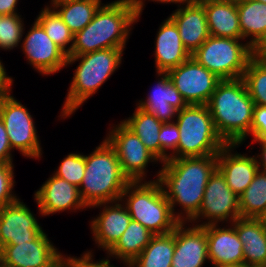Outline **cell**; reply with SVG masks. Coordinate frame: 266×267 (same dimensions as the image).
<instances>
[{
	"label": "cell",
	"mask_w": 266,
	"mask_h": 267,
	"mask_svg": "<svg viewBox=\"0 0 266 267\" xmlns=\"http://www.w3.org/2000/svg\"><path fill=\"white\" fill-rule=\"evenodd\" d=\"M161 164L155 180L160 183L173 215L180 222L189 223L198 214L207 182L217 169V155L168 159ZM176 203L185 212L176 213Z\"/></svg>",
	"instance_id": "6da1fadb"
},
{
	"label": "cell",
	"mask_w": 266,
	"mask_h": 267,
	"mask_svg": "<svg viewBox=\"0 0 266 267\" xmlns=\"http://www.w3.org/2000/svg\"><path fill=\"white\" fill-rule=\"evenodd\" d=\"M138 22L133 0L101 5L92 21L74 34L69 55H82L108 48L124 49L131 27Z\"/></svg>",
	"instance_id": "7a4b0ae2"
},
{
	"label": "cell",
	"mask_w": 266,
	"mask_h": 267,
	"mask_svg": "<svg viewBox=\"0 0 266 267\" xmlns=\"http://www.w3.org/2000/svg\"><path fill=\"white\" fill-rule=\"evenodd\" d=\"M254 101L242 78L221 80L207 106L215 128L227 145H240L250 134Z\"/></svg>",
	"instance_id": "3957f363"
},
{
	"label": "cell",
	"mask_w": 266,
	"mask_h": 267,
	"mask_svg": "<svg viewBox=\"0 0 266 267\" xmlns=\"http://www.w3.org/2000/svg\"><path fill=\"white\" fill-rule=\"evenodd\" d=\"M129 183L114 148L106 139L91 154L85 155V172L79 193L87 207L120 201Z\"/></svg>",
	"instance_id": "277c9868"
},
{
	"label": "cell",
	"mask_w": 266,
	"mask_h": 267,
	"mask_svg": "<svg viewBox=\"0 0 266 267\" xmlns=\"http://www.w3.org/2000/svg\"><path fill=\"white\" fill-rule=\"evenodd\" d=\"M123 50L108 48L82 55H68L66 65L80 60L59 117H70L107 81L121 64Z\"/></svg>",
	"instance_id": "5b68a950"
},
{
	"label": "cell",
	"mask_w": 266,
	"mask_h": 267,
	"mask_svg": "<svg viewBox=\"0 0 266 267\" xmlns=\"http://www.w3.org/2000/svg\"><path fill=\"white\" fill-rule=\"evenodd\" d=\"M123 199L132 220L138 221L154 235L171 233L180 223L173 215L171 205L157 180L130 182L120 201L123 202Z\"/></svg>",
	"instance_id": "8992f818"
},
{
	"label": "cell",
	"mask_w": 266,
	"mask_h": 267,
	"mask_svg": "<svg viewBox=\"0 0 266 267\" xmlns=\"http://www.w3.org/2000/svg\"><path fill=\"white\" fill-rule=\"evenodd\" d=\"M176 116L179 143L169 159L217 155L227 145L218 134L207 105H187Z\"/></svg>",
	"instance_id": "52a82bcc"
},
{
	"label": "cell",
	"mask_w": 266,
	"mask_h": 267,
	"mask_svg": "<svg viewBox=\"0 0 266 267\" xmlns=\"http://www.w3.org/2000/svg\"><path fill=\"white\" fill-rule=\"evenodd\" d=\"M239 40L210 35L191 56L221 80L242 78L253 48Z\"/></svg>",
	"instance_id": "ba28073f"
},
{
	"label": "cell",
	"mask_w": 266,
	"mask_h": 267,
	"mask_svg": "<svg viewBox=\"0 0 266 267\" xmlns=\"http://www.w3.org/2000/svg\"><path fill=\"white\" fill-rule=\"evenodd\" d=\"M0 118L6 128L12 149L25 157L38 159L42 148L32 116L10 92L0 96Z\"/></svg>",
	"instance_id": "9c48e42d"
},
{
	"label": "cell",
	"mask_w": 266,
	"mask_h": 267,
	"mask_svg": "<svg viewBox=\"0 0 266 267\" xmlns=\"http://www.w3.org/2000/svg\"><path fill=\"white\" fill-rule=\"evenodd\" d=\"M113 128L105 139L114 148L122 172L130 182H142L148 163L160 160L121 121Z\"/></svg>",
	"instance_id": "30bf717a"
},
{
	"label": "cell",
	"mask_w": 266,
	"mask_h": 267,
	"mask_svg": "<svg viewBox=\"0 0 266 267\" xmlns=\"http://www.w3.org/2000/svg\"><path fill=\"white\" fill-rule=\"evenodd\" d=\"M200 217L206 218L208 222L196 223V226L217 224L221 221L233 223L240 218L239 196L227 185L225 177L218 169L210 176L200 210L190 223L199 222L197 220Z\"/></svg>",
	"instance_id": "8fae6325"
},
{
	"label": "cell",
	"mask_w": 266,
	"mask_h": 267,
	"mask_svg": "<svg viewBox=\"0 0 266 267\" xmlns=\"http://www.w3.org/2000/svg\"><path fill=\"white\" fill-rule=\"evenodd\" d=\"M188 105H207L221 79L192 56L166 72Z\"/></svg>",
	"instance_id": "7c38bea8"
},
{
	"label": "cell",
	"mask_w": 266,
	"mask_h": 267,
	"mask_svg": "<svg viewBox=\"0 0 266 267\" xmlns=\"http://www.w3.org/2000/svg\"><path fill=\"white\" fill-rule=\"evenodd\" d=\"M22 50L30 65L42 75H51L66 67L68 55L35 21L22 43Z\"/></svg>",
	"instance_id": "4fadbf2b"
},
{
	"label": "cell",
	"mask_w": 266,
	"mask_h": 267,
	"mask_svg": "<svg viewBox=\"0 0 266 267\" xmlns=\"http://www.w3.org/2000/svg\"><path fill=\"white\" fill-rule=\"evenodd\" d=\"M19 200L0 209V249L36 241L44 234L31 210Z\"/></svg>",
	"instance_id": "5bb4252c"
},
{
	"label": "cell",
	"mask_w": 266,
	"mask_h": 267,
	"mask_svg": "<svg viewBox=\"0 0 266 267\" xmlns=\"http://www.w3.org/2000/svg\"><path fill=\"white\" fill-rule=\"evenodd\" d=\"M65 257L46 233L36 241L5 245L0 249V262L9 267H57Z\"/></svg>",
	"instance_id": "9a60e30c"
},
{
	"label": "cell",
	"mask_w": 266,
	"mask_h": 267,
	"mask_svg": "<svg viewBox=\"0 0 266 267\" xmlns=\"http://www.w3.org/2000/svg\"><path fill=\"white\" fill-rule=\"evenodd\" d=\"M34 195L42 216L60 211L88 208L81 199L79 188L54 174Z\"/></svg>",
	"instance_id": "2e32d148"
},
{
	"label": "cell",
	"mask_w": 266,
	"mask_h": 267,
	"mask_svg": "<svg viewBox=\"0 0 266 267\" xmlns=\"http://www.w3.org/2000/svg\"><path fill=\"white\" fill-rule=\"evenodd\" d=\"M186 223L180 222L175 227V250L171 267H203L205 261H209L206 230L196 225L187 227Z\"/></svg>",
	"instance_id": "e0dca14e"
},
{
	"label": "cell",
	"mask_w": 266,
	"mask_h": 267,
	"mask_svg": "<svg viewBox=\"0 0 266 267\" xmlns=\"http://www.w3.org/2000/svg\"><path fill=\"white\" fill-rule=\"evenodd\" d=\"M119 202L121 201L98 203L89 207H103L104 205L99 216L91 221L90 228L98 248L105 249L106 252L120 239L132 219L126 206Z\"/></svg>",
	"instance_id": "ac0fdd59"
},
{
	"label": "cell",
	"mask_w": 266,
	"mask_h": 267,
	"mask_svg": "<svg viewBox=\"0 0 266 267\" xmlns=\"http://www.w3.org/2000/svg\"><path fill=\"white\" fill-rule=\"evenodd\" d=\"M202 227L206 230L208 257L213 267L244 265L243 244L232 224L230 228L218 224Z\"/></svg>",
	"instance_id": "d6986e66"
},
{
	"label": "cell",
	"mask_w": 266,
	"mask_h": 267,
	"mask_svg": "<svg viewBox=\"0 0 266 267\" xmlns=\"http://www.w3.org/2000/svg\"><path fill=\"white\" fill-rule=\"evenodd\" d=\"M158 80L154 90L148 94L146 100L142 99L137 107L143 109L146 113L154 115L162 123L174 122L178 111L182 110L188 104L183 99L180 92L170 81L166 72H157ZM173 118V119H172Z\"/></svg>",
	"instance_id": "ffe728a7"
},
{
	"label": "cell",
	"mask_w": 266,
	"mask_h": 267,
	"mask_svg": "<svg viewBox=\"0 0 266 267\" xmlns=\"http://www.w3.org/2000/svg\"><path fill=\"white\" fill-rule=\"evenodd\" d=\"M239 145H226L217 154V169L226 179L231 190L240 196L259 170L255 156L231 153Z\"/></svg>",
	"instance_id": "44dd1931"
},
{
	"label": "cell",
	"mask_w": 266,
	"mask_h": 267,
	"mask_svg": "<svg viewBox=\"0 0 266 267\" xmlns=\"http://www.w3.org/2000/svg\"><path fill=\"white\" fill-rule=\"evenodd\" d=\"M178 6L170 18L177 25L184 47L193 54L210 36L206 12L204 6L189 2Z\"/></svg>",
	"instance_id": "7402d4cb"
},
{
	"label": "cell",
	"mask_w": 266,
	"mask_h": 267,
	"mask_svg": "<svg viewBox=\"0 0 266 267\" xmlns=\"http://www.w3.org/2000/svg\"><path fill=\"white\" fill-rule=\"evenodd\" d=\"M155 40L154 52L157 72H167L191 57L182 43L177 25L170 17L160 25Z\"/></svg>",
	"instance_id": "603a6c76"
},
{
	"label": "cell",
	"mask_w": 266,
	"mask_h": 267,
	"mask_svg": "<svg viewBox=\"0 0 266 267\" xmlns=\"http://www.w3.org/2000/svg\"><path fill=\"white\" fill-rule=\"evenodd\" d=\"M243 244L246 267H266V227L258 218H238L231 223Z\"/></svg>",
	"instance_id": "cb8c5ba5"
},
{
	"label": "cell",
	"mask_w": 266,
	"mask_h": 267,
	"mask_svg": "<svg viewBox=\"0 0 266 267\" xmlns=\"http://www.w3.org/2000/svg\"><path fill=\"white\" fill-rule=\"evenodd\" d=\"M203 6L211 36L242 39L236 0H225Z\"/></svg>",
	"instance_id": "d4e9b609"
},
{
	"label": "cell",
	"mask_w": 266,
	"mask_h": 267,
	"mask_svg": "<svg viewBox=\"0 0 266 267\" xmlns=\"http://www.w3.org/2000/svg\"><path fill=\"white\" fill-rule=\"evenodd\" d=\"M242 40L253 48L266 34V3L255 0H236Z\"/></svg>",
	"instance_id": "484cf974"
},
{
	"label": "cell",
	"mask_w": 266,
	"mask_h": 267,
	"mask_svg": "<svg viewBox=\"0 0 266 267\" xmlns=\"http://www.w3.org/2000/svg\"><path fill=\"white\" fill-rule=\"evenodd\" d=\"M154 236L138 221H130L127 229L116 244L107 252L109 257L120 259L123 263L133 262Z\"/></svg>",
	"instance_id": "4316f807"
},
{
	"label": "cell",
	"mask_w": 266,
	"mask_h": 267,
	"mask_svg": "<svg viewBox=\"0 0 266 267\" xmlns=\"http://www.w3.org/2000/svg\"><path fill=\"white\" fill-rule=\"evenodd\" d=\"M175 250V229L163 235H154L140 255L127 267H171Z\"/></svg>",
	"instance_id": "83f0119b"
},
{
	"label": "cell",
	"mask_w": 266,
	"mask_h": 267,
	"mask_svg": "<svg viewBox=\"0 0 266 267\" xmlns=\"http://www.w3.org/2000/svg\"><path fill=\"white\" fill-rule=\"evenodd\" d=\"M101 5V0H63L51 7L75 34L92 21Z\"/></svg>",
	"instance_id": "f1b7e54d"
},
{
	"label": "cell",
	"mask_w": 266,
	"mask_h": 267,
	"mask_svg": "<svg viewBox=\"0 0 266 267\" xmlns=\"http://www.w3.org/2000/svg\"><path fill=\"white\" fill-rule=\"evenodd\" d=\"M128 129L137 135L146 148L160 160L159 133L162 122L154 115L146 113L137 107L133 116L121 121Z\"/></svg>",
	"instance_id": "f546056e"
},
{
	"label": "cell",
	"mask_w": 266,
	"mask_h": 267,
	"mask_svg": "<svg viewBox=\"0 0 266 267\" xmlns=\"http://www.w3.org/2000/svg\"><path fill=\"white\" fill-rule=\"evenodd\" d=\"M240 218H259L266 210V171L258 170L239 196Z\"/></svg>",
	"instance_id": "4dcf8cb0"
},
{
	"label": "cell",
	"mask_w": 266,
	"mask_h": 267,
	"mask_svg": "<svg viewBox=\"0 0 266 267\" xmlns=\"http://www.w3.org/2000/svg\"><path fill=\"white\" fill-rule=\"evenodd\" d=\"M36 21L43 27L48 37L69 55L73 45L74 34L58 13L51 6H46L41 10ZM69 44L71 45L67 47Z\"/></svg>",
	"instance_id": "1f68e13d"
},
{
	"label": "cell",
	"mask_w": 266,
	"mask_h": 267,
	"mask_svg": "<svg viewBox=\"0 0 266 267\" xmlns=\"http://www.w3.org/2000/svg\"><path fill=\"white\" fill-rule=\"evenodd\" d=\"M242 79L254 104L266 106V61L252 57Z\"/></svg>",
	"instance_id": "d6a6232c"
},
{
	"label": "cell",
	"mask_w": 266,
	"mask_h": 267,
	"mask_svg": "<svg viewBox=\"0 0 266 267\" xmlns=\"http://www.w3.org/2000/svg\"><path fill=\"white\" fill-rule=\"evenodd\" d=\"M21 15H0V48L11 50L18 46L24 34Z\"/></svg>",
	"instance_id": "836d02e7"
},
{
	"label": "cell",
	"mask_w": 266,
	"mask_h": 267,
	"mask_svg": "<svg viewBox=\"0 0 266 267\" xmlns=\"http://www.w3.org/2000/svg\"><path fill=\"white\" fill-rule=\"evenodd\" d=\"M85 172V155L79 153H70L63 158L54 175L66 180L67 182L77 186L82 183Z\"/></svg>",
	"instance_id": "e575fe53"
},
{
	"label": "cell",
	"mask_w": 266,
	"mask_h": 267,
	"mask_svg": "<svg viewBox=\"0 0 266 267\" xmlns=\"http://www.w3.org/2000/svg\"><path fill=\"white\" fill-rule=\"evenodd\" d=\"M158 138L160 142V162L163 163L169 159L170 154H173L177 150L179 143V129L177 124L175 122L163 123ZM168 149L172 153H167Z\"/></svg>",
	"instance_id": "d590c367"
},
{
	"label": "cell",
	"mask_w": 266,
	"mask_h": 267,
	"mask_svg": "<svg viewBox=\"0 0 266 267\" xmlns=\"http://www.w3.org/2000/svg\"><path fill=\"white\" fill-rule=\"evenodd\" d=\"M13 171L12 163L0 164V209L18 199L12 191L15 186Z\"/></svg>",
	"instance_id": "8d00e7d4"
},
{
	"label": "cell",
	"mask_w": 266,
	"mask_h": 267,
	"mask_svg": "<svg viewBox=\"0 0 266 267\" xmlns=\"http://www.w3.org/2000/svg\"><path fill=\"white\" fill-rule=\"evenodd\" d=\"M250 135L252 141H266V106L254 105Z\"/></svg>",
	"instance_id": "74e56055"
},
{
	"label": "cell",
	"mask_w": 266,
	"mask_h": 267,
	"mask_svg": "<svg viewBox=\"0 0 266 267\" xmlns=\"http://www.w3.org/2000/svg\"><path fill=\"white\" fill-rule=\"evenodd\" d=\"M11 151L12 148L6 128L4 127L3 121L0 118V164H10L13 162Z\"/></svg>",
	"instance_id": "f35d334b"
},
{
	"label": "cell",
	"mask_w": 266,
	"mask_h": 267,
	"mask_svg": "<svg viewBox=\"0 0 266 267\" xmlns=\"http://www.w3.org/2000/svg\"><path fill=\"white\" fill-rule=\"evenodd\" d=\"M92 251H87L85 254L81 255V258L79 259L86 265V267H115L113 264H110L109 259H102L97 262H93V255L91 253Z\"/></svg>",
	"instance_id": "ab89813d"
},
{
	"label": "cell",
	"mask_w": 266,
	"mask_h": 267,
	"mask_svg": "<svg viewBox=\"0 0 266 267\" xmlns=\"http://www.w3.org/2000/svg\"><path fill=\"white\" fill-rule=\"evenodd\" d=\"M13 79L6 74V69L0 60V96L9 93Z\"/></svg>",
	"instance_id": "60d3db41"
},
{
	"label": "cell",
	"mask_w": 266,
	"mask_h": 267,
	"mask_svg": "<svg viewBox=\"0 0 266 267\" xmlns=\"http://www.w3.org/2000/svg\"><path fill=\"white\" fill-rule=\"evenodd\" d=\"M144 1L145 0H133V3L135 5V11H136V15L139 19L141 13H142V10H143V6H144ZM153 2H160V3H179L180 5H185L186 3L189 2V0H152ZM185 3V4H184Z\"/></svg>",
	"instance_id": "b9f144b4"
},
{
	"label": "cell",
	"mask_w": 266,
	"mask_h": 267,
	"mask_svg": "<svg viewBox=\"0 0 266 267\" xmlns=\"http://www.w3.org/2000/svg\"><path fill=\"white\" fill-rule=\"evenodd\" d=\"M18 0H0V15L18 14L16 12Z\"/></svg>",
	"instance_id": "7bdbcfd3"
},
{
	"label": "cell",
	"mask_w": 266,
	"mask_h": 267,
	"mask_svg": "<svg viewBox=\"0 0 266 267\" xmlns=\"http://www.w3.org/2000/svg\"><path fill=\"white\" fill-rule=\"evenodd\" d=\"M253 57L266 61V34L253 47Z\"/></svg>",
	"instance_id": "ee69618b"
},
{
	"label": "cell",
	"mask_w": 266,
	"mask_h": 267,
	"mask_svg": "<svg viewBox=\"0 0 266 267\" xmlns=\"http://www.w3.org/2000/svg\"><path fill=\"white\" fill-rule=\"evenodd\" d=\"M254 142H257L259 143V145L261 146V154L260 155H257L255 156L256 158V162L258 164V168L259 170H263V171H266V141H252V143ZM260 156H261V159H260ZM257 157L259 158L257 160Z\"/></svg>",
	"instance_id": "f6af8a7d"
},
{
	"label": "cell",
	"mask_w": 266,
	"mask_h": 267,
	"mask_svg": "<svg viewBox=\"0 0 266 267\" xmlns=\"http://www.w3.org/2000/svg\"><path fill=\"white\" fill-rule=\"evenodd\" d=\"M57 267H86V265L76 257H65Z\"/></svg>",
	"instance_id": "bcb514c9"
},
{
	"label": "cell",
	"mask_w": 266,
	"mask_h": 267,
	"mask_svg": "<svg viewBox=\"0 0 266 267\" xmlns=\"http://www.w3.org/2000/svg\"><path fill=\"white\" fill-rule=\"evenodd\" d=\"M222 1H225V0H189V3L203 6L209 3L222 2Z\"/></svg>",
	"instance_id": "7dc6e473"
},
{
	"label": "cell",
	"mask_w": 266,
	"mask_h": 267,
	"mask_svg": "<svg viewBox=\"0 0 266 267\" xmlns=\"http://www.w3.org/2000/svg\"><path fill=\"white\" fill-rule=\"evenodd\" d=\"M258 219L266 227V210L259 216Z\"/></svg>",
	"instance_id": "c3c4849f"
},
{
	"label": "cell",
	"mask_w": 266,
	"mask_h": 267,
	"mask_svg": "<svg viewBox=\"0 0 266 267\" xmlns=\"http://www.w3.org/2000/svg\"><path fill=\"white\" fill-rule=\"evenodd\" d=\"M60 1H63V0H51V6H53L55 3H58V2H60Z\"/></svg>",
	"instance_id": "681fc988"
},
{
	"label": "cell",
	"mask_w": 266,
	"mask_h": 267,
	"mask_svg": "<svg viewBox=\"0 0 266 267\" xmlns=\"http://www.w3.org/2000/svg\"><path fill=\"white\" fill-rule=\"evenodd\" d=\"M214 267H246V266L243 265V266H214Z\"/></svg>",
	"instance_id": "f907efd6"
},
{
	"label": "cell",
	"mask_w": 266,
	"mask_h": 267,
	"mask_svg": "<svg viewBox=\"0 0 266 267\" xmlns=\"http://www.w3.org/2000/svg\"><path fill=\"white\" fill-rule=\"evenodd\" d=\"M0 267H9V266H7V265H5V264H2V263L0 262Z\"/></svg>",
	"instance_id": "816d5d0a"
},
{
	"label": "cell",
	"mask_w": 266,
	"mask_h": 267,
	"mask_svg": "<svg viewBox=\"0 0 266 267\" xmlns=\"http://www.w3.org/2000/svg\"><path fill=\"white\" fill-rule=\"evenodd\" d=\"M255 1L266 3V0H255Z\"/></svg>",
	"instance_id": "f5cc1de1"
}]
</instances>
